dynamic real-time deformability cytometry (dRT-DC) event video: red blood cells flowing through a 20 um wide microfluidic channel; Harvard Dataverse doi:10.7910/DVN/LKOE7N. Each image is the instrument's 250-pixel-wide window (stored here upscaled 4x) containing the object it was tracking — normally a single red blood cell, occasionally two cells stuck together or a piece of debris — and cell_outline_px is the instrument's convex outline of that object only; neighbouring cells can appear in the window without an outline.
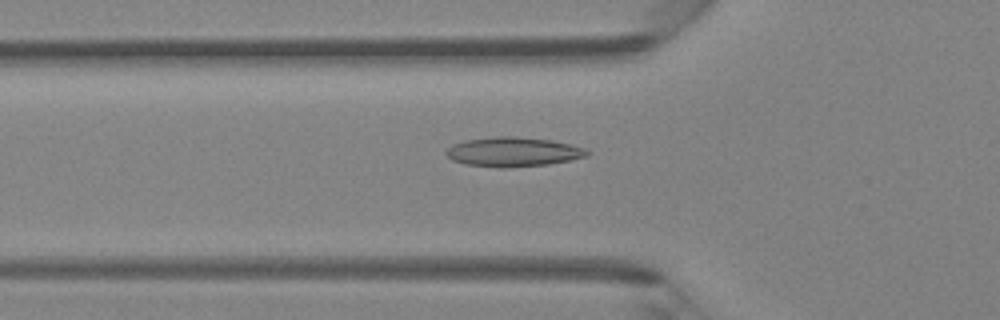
{"species": "Egyptian fruit bat (a non-hibernating species)", "species_latin": "Rousettus aegyptiacus", "temperature_condition": "room temperature", "stored_images_in_passage": 46, "camera_frame_rate_fps": 3000, "um_per_image_px": 0.085, "animal": {"sex": "female"}, "frame": {"image": 1, "passage_image": 16, "time_ms": 5.0, "image_size_px": [1000, 320], "cell_outline_px": [[592, 152], [588, 156], [548, 164], [504, 168], [500, 168], [464, 164], [452, 160], [444, 152], [452, 144], [464, 140], [496, 136], [512, 136], [552, 140], [572, 144], [584, 148]], "centroid_in_image_um": [43.61, 12.9], "position_along_channel_um": 82.2, "area_um2": 24.33}}
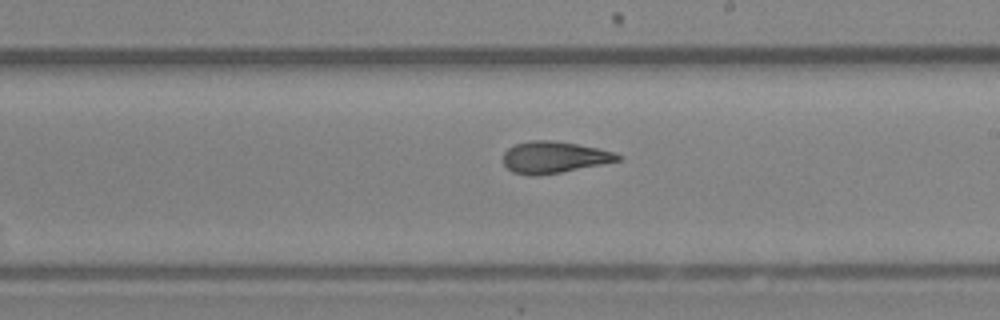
{"frame": {"image": 2, "passage_image": 27, "time_ms": 8.667, "image_size_px": [1000, 320], "cell_outline_px": [[624, 156], [620, 160], [560, 172], [536, 176], [528, 176], [512, 172], [504, 164], [504, 152], [508, 148], [516, 144], [532, 140], [552, 140], [600, 148]], "centroid_in_image_um": [47.08, 13.37], "position_along_channel_um": 241.9, "area_um2": 20.98}}
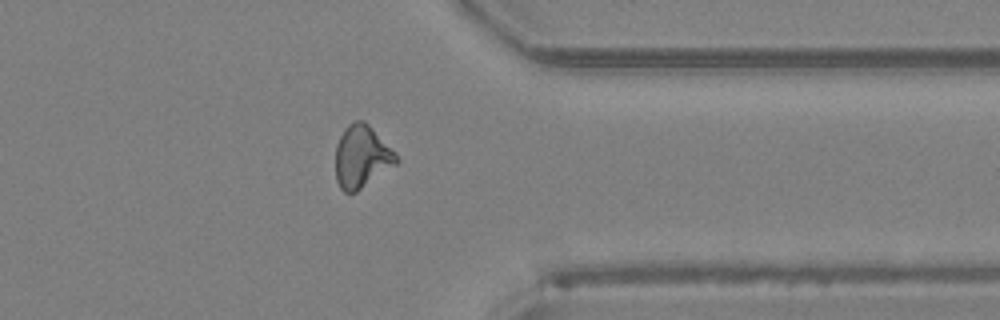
{"frame": {"image": 3, "passage_image": 37, "time_ms": 12.0, "image_size_px": [1000, 320], "cell_outline_px": [[400, 160], [396, 164], [356, 192], [344, 192], [340, 188], [336, 180], [336, 144], [344, 128], [348, 124], [356, 120], [364, 120], [396, 152]], "centroid_in_image_um": [30.74, 13.31], "position_along_channel_um": 380.7, "area_um2": 22.14}, "authors_computed_cell_mechanics": {"area_um2": 21.7039, "velocity_mm_per_s": 4.3598, "shape_relaxation_time_tau1_ms": 8.3744, "shape_relaxation_time_tau2_ms": 1.6538, "deformation_change_tau1": 0.208, "deformation_change_tau2": 0.0901}}